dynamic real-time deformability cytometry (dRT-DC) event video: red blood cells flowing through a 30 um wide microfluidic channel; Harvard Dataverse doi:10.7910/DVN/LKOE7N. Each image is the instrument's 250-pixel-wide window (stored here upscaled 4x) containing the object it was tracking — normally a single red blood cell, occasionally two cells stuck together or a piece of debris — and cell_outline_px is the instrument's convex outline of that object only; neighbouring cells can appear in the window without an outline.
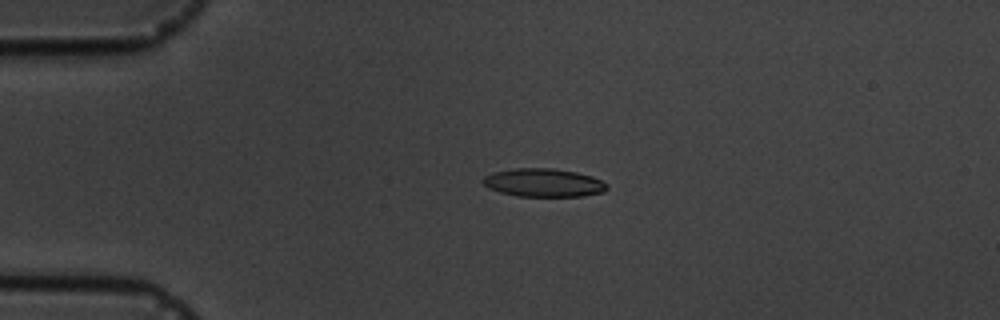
{"species": "common noctule bat (a hibernating species)", "species_latin": "Nyctalus noctula", "temperature_condition": "cold", "stored_images_in_passage": 4, "camera_frame_rate_fps": 3000, "um_per_image_px": 0.085, "animal": {"sex": "male", "body_mass_g": 19.5, "forearm_length_mm": 54.6}, "frame": {"image": 1, "passage_image": 3, "time_ms": 2.333, "image_size_px": [1000, 320], "cell_outline_px": [[608, 188], [604, 192], [584, 196], [516, 196], [500, 192], [488, 188], [480, 180], [484, 176], [492, 172], [516, 168], [552, 168], [576, 172], [592, 176], [608, 184]], "centroid_in_image_um": [46.19, 15.53], "position_along_channel_um": 38.8, "area_um2": 20.58}}